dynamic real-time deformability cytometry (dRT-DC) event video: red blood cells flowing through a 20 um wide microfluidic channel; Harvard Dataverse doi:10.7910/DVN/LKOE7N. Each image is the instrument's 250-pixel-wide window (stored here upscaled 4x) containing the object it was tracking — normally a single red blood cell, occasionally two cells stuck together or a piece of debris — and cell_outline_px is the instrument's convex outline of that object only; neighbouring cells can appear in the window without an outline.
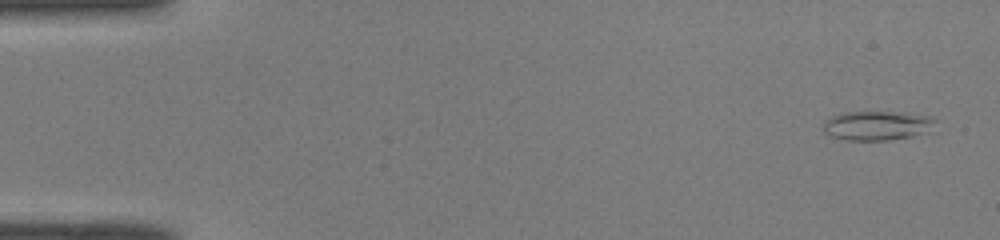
{"species": "common noctule bat (a hibernating species)", "species_latin": "Nyctalus noctula", "temperature_condition": "room temperature", "stored_images_in_passage": 49, "camera_frame_rate_fps": 3000, "um_per_image_px": 0.085, "animal": {"sex": "male", "body_mass_g": 19.0, "forearm_length_mm": 50.8}, "frame": {"image": 1, "passage_image": 2, "time_ms": 0.333, "image_size_px": [1000, 240], "cell_outline_px": [[936, 120], [932, 132], [892, 140], [844, 140], [832, 136], [824, 132], [824, 120], [828, 116], [840, 112], [904, 112], [932, 116]], "centroid_in_image_um": [74.58, 10.66], "position_along_channel_um": 10.4, "area_um2": 19.65}}
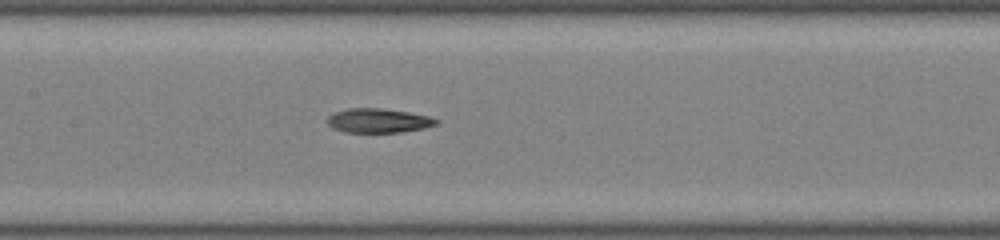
{"frame": {"image": 2, "passage_image": 24, "time_ms": 7.667, "image_size_px": [1000, 240], "cell_outline_px": [[440, 124], [424, 128], [400, 132], [344, 132], [332, 128], [328, 124], [328, 116], [336, 112], [348, 108], [384, 108], [408, 112], [428, 116], [440, 120]], "centroid_in_image_um": [32.19, 10.25], "position_along_channel_um": 175.2, "area_um2": 15.43}}
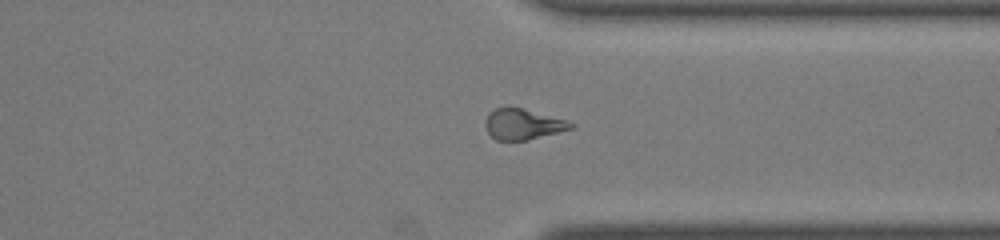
{"frame": {"image": 3, "passage_image": 38, "time_ms": 12.333, "image_size_px": [1000, 240], "cell_outline_px": [[576, 124], [572, 128], [560, 132], [528, 140], [496, 140], [488, 132], [484, 124], [484, 120], [488, 112], [496, 108], [508, 104], [524, 108], [568, 120]], "centroid_in_image_um": [44.43, 10.52], "position_along_channel_um": 367.0, "area_um2": 15.84}}